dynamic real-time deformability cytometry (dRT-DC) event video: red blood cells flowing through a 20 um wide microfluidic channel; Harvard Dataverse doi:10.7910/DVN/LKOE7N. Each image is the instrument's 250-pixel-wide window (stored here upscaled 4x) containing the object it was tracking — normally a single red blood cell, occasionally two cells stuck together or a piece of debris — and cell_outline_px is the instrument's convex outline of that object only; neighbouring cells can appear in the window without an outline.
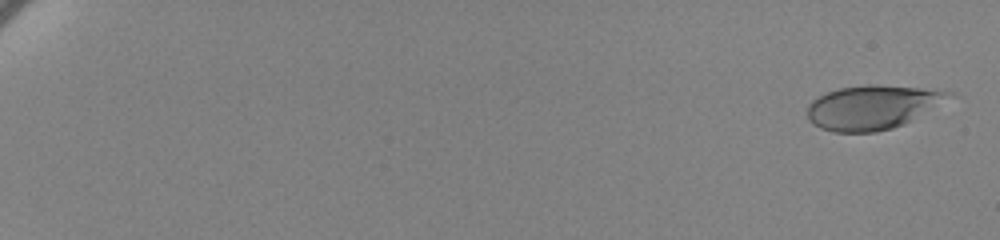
{"species": "human", "species_latin": "Homo sapiens", "temperature_condition": "cold", "stored_images_in_passage": 63, "camera_frame_rate_fps": 3000, "um_per_image_px": 0.085, "donor": {"sex": "female"}, "frame": {"image": 1, "passage_image": 3, "time_ms": 0.667, "image_size_px": [1000, 240], "cell_outline_px": [[952, 92], [904, 124], [892, 128], [876, 132], [836, 132], [820, 128], [812, 124], [808, 116], [808, 104], [812, 100], [828, 92], [840, 88], [868, 84], [872, 84], [920, 88]], "centroid_in_image_um": [73.99, 9.13], "position_along_channel_um": 11.0, "area_um2": 35.03}}
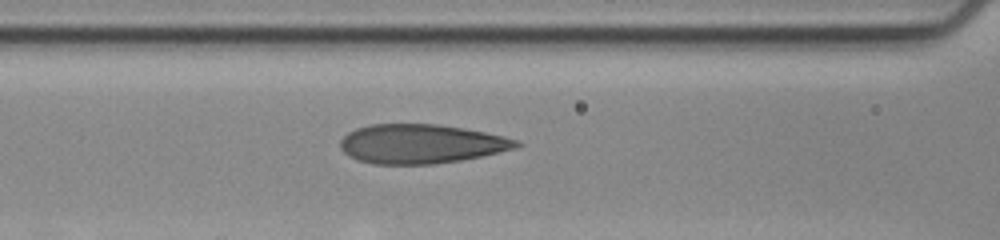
{"frame": {"image": 2, "passage_image": 32, "time_ms": 10.333, "image_size_px": [1000, 240], "cell_outline_px": [[524, 144], [516, 148], [500, 152], [460, 160], [432, 164], [372, 164], [356, 160], [348, 156], [340, 148], [340, 140], [348, 132], [356, 128], [372, 124], [436, 124], [464, 128], [504, 136], [520, 140]], "centroid_in_image_um": [35.78, 12.23], "position_along_channel_um": 130.8, "area_um2": 40.4}}
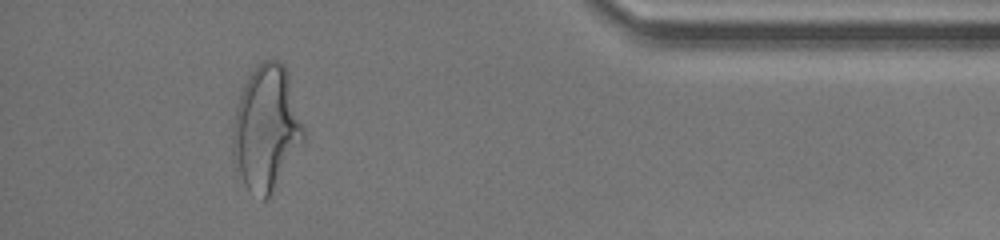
{"frame": {"image": 3, "passage_image": 59, "time_ms": 19.333, "image_size_px": [1000, 240], "cell_outline_px": [[304, 140], [272, 192], [264, 200], [248, 188], [244, 184], [232, 152], [232, 132], [236, 112], [240, 96], [244, 84], [248, 76], [256, 64], [260, 60], [280, 60], [284, 64], [288, 72], [304, 128]], "centroid_in_image_um": [22.64, 10.82], "position_along_channel_um": 412.6, "area_um2": 50.81}, "authors_computed_cell_mechanics": {"area_um2": 39.4774, "velocity_mm_per_s": 3.4508, "shape_relaxation_time_tau1_ms": 4.595, "shape_relaxation_time_tau2_ms": 0.8529, "deformation_change_tau1": 0.172, "deformation_change_tau2": 0.0797}}